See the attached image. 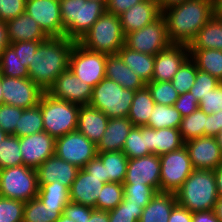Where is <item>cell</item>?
<instances>
[{
    "instance_id": "25",
    "label": "cell",
    "mask_w": 222,
    "mask_h": 222,
    "mask_svg": "<svg viewBox=\"0 0 222 222\" xmlns=\"http://www.w3.org/2000/svg\"><path fill=\"white\" fill-rule=\"evenodd\" d=\"M9 43L19 41H44L48 36L26 12L6 21Z\"/></svg>"
},
{
    "instance_id": "64",
    "label": "cell",
    "mask_w": 222,
    "mask_h": 222,
    "mask_svg": "<svg viewBox=\"0 0 222 222\" xmlns=\"http://www.w3.org/2000/svg\"><path fill=\"white\" fill-rule=\"evenodd\" d=\"M186 0H157L161 11L176 4H180Z\"/></svg>"
},
{
    "instance_id": "28",
    "label": "cell",
    "mask_w": 222,
    "mask_h": 222,
    "mask_svg": "<svg viewBox=\"0 0 222 222\" xmlns=\"http://www.w3.org/2000/svg\"><path fill=\"white\" fill-rule=\"evenodd\" d=\"M202 49L222 50V19L216 13L201 27L189 45V50Z\"/></svg>"
},
{
    "instance_id": "18",
    "label": "cell",
    "mask_w": 222,
    "mask_h": 222,
    "mask_svg": "<svg viewBox=\"0 0 222 222\" xmlns=\"http://www.w3.org/2000/svg\"><path fill=\"white\" fill-rule=\"evenodd\" d=\"M190 57L189 45L171 44L155 55L154 81H171L181 65Z\"/></svg>"
},
{
    "instance_id": "61",
    "label": "cell",
    "mask_w": 222,
    "mask_h": 222,
    "mask_svg": "<svg viewBox=\"0 0 222 222\" xmlns=\"http://www.w3.org/2000/svg\"><path fill=\"white\" fill-rule=\"evenodd\" d=\"M8 45H10V43L8 39L7 24L5 21L0 20V56Z\"/></svg>"
},
{
    "instance_id": "10",
    "label": "cell",
    "mask_w": 222,
    "mask_h": 222,
    "mask_svg": "<svg viewBox=\"0 0 222 222\" xmlns=\"http://www.w3.org/2000/svg\"><path fill=\"white\" fill-rule=\"evenodd\" d=\"M171 44L162 15L143 28L125 35L124 42V45L132 50L153 56L167 49Z\"/></svg>"
},
{
    "instance_id": "70",
    "label": "cell",
    "mask_w": 222,
    "mask_h": 222,
    "mask_svg": "<svg viewBox=\"0 0 222 222\" xmlns=\"http://www.w3.org/2000/svg\"><path fill=\"white\" fill-rule=\"evenodd\" d=\"M2 95H3V92H2V88H1V74H0V106L2 104H4Z\"/></svg>"
},
{
    "instance_id": "67",
    "label": "cell",
    "mask_w": 222,
    "mask_h": 222,
    "mask_svg": "<svg viewBox=\"0 0 222 222\" xmlns=\"http://www.w3.org/2000/svg\"><path fill=\"white\" fill-rule=\"evenodd\" d=\"M215 138H216L217 144L220 146V150L222 153V129L217 133Z\"/></svg>"
},
{
    "instance_id": "65",
    "label": "cell",
    "mask_w": 222,
    "mask_h": 222,
    "mask_svg": "<svg viewBox=\"0 0 222 222\" xmlns=\"http://www.w3.org/2000/svg\"><path fill=\"white\" fill-rule=\"evenodd\" d=\"M214 214L217 217V219L222 222V198L218 197L215 206H214Z\"/></svg>"
},
{
    "instance_id": "69",
    "label": "cell",
    "mask_w": 222,
    "mask_h": 222,
    "mask_svg": "<svg viewBox=\"0 0 222 222\" xmlns=\"http://www.w3.org/2000/svg\"><path fill=\"white\" fill-rule=\"evenodd\" d=\"M8 136V134L6 132H4L1 128H0V143Z\"/></svg>"
},
{
    "instance_id": "32",
    "label": "cell",
    "mask_w": 222,
    "mask_h": 222,
    "mask_svg": "<svg viewBox=\"0 0 222 222\" xmlns=\"http://www.w3.org/2000/svg\"><path fill=\"white\" fill-rule=\"evenodd\" d=\"M190 58L196 63L198 70L206 72L222 82V50H190Z\"/></svg>"
},
{
    "instance_id": "16",
    "label": "cell",
    "mask_w": 222,
    "mask_h": 222,
    "mask_svg": "<svg viewBox=\"0 0 222 222\" xmlns=\"http://www.w3.org/2000/svg\"><path fill=\"white\" fill-rule=\"evenodd\" d=\"M161 163L158 155L128 159L126 177L123 184L149 185L160 192Z\"/></svg>"
},
{
    "instance_id": "49",
    "label": "cell",
    "mask_w": 222,
    "mask_h": 222,
    "mask_svg": "<svg viewBox=\"0 0 222 222\" xmlns=\"http://www.w3.org/2000/svg\"><path fill=\"white\" fill-rule=\"evenodd\" d=\"M23 112L22 108L2 104L0 106V128L8 135L15 136V127Z\"/></svg>"
},
{
    "instance_id": "57",
    "label": "cell",
    "mask_w": 222,
    "mask_h": 222,
    "mask_svg": "<svg viewBox=\"0 0 222 222\" xmlns=\"http://www.w3.org/2000/svg\"><path fill=\"white\" fill-rule=\"evenodd\" d=\"M222 129V110L218 113L207 115V123L204 127V136L215 137Z\"/></svg>"
},
{
    "instance_id": "2",
    "label": "cell",
    "mask_w": 222,
    "mask_h": 222,
    "mask_svg": "<svg viewBox=\"0 0 222 222\" xmlns=\"http://www.w3.org/2000/svg\"><path fill=\"white\" fill-rule=\"evenodd\" d=\"M75 41L67 37H48L39 47L28 66L29 78L44 92L69 67V56Z\"/></svg>"
},
{
    "instance_id": "26",
    "label": "cell",
    "mask_w": 222,
    "mask_h": 222,
    "mask_svg": "<svg viewBox=\"0 0 222 222\" xmlns=\"http://www.w3.org/2000/svg\"><path fill=\"white\" fill-rule=\"evenodd\" d=\"M105 77L133 91L146 87V83L126 66L118 53L107 55Z\"/></svg>"
},
{
    "instance_id": "62",
    "label": "cell",
    "mask_w": 222,
    "mask_h": 222,
    "mask_svg": "<svg viewBox=\"0 0 222 222\" xmlns=\"http://www.w3.org/2000/svg\"><path fill=\"white\" fill-rule=\"evenodd\" d=\"M86 222H109V213L108 211L94 209L90 219H87Z\"/></svg>"
},
{
    "instance_id": "22",
    "label": "cell",
    "mask_w": 222,
    "mask_h": 222,
    "mask_svg": "<svg viewBox=\"0 0 222 222\" xmlns=\"http://www.w3.org/2000/svg\"><path fill=\"white\" fill-rule=\"evenodd\" d=\"M108 121V116L102 111L90 105H80L77 130L97 145L105 133Z\"/></svg>"
},
{
    "instance_id": "68",
    "label": "cell",
    "mask_w": 222,
    "mask_h": 222,
    "mask_svg": "<svg viewBox=\"0 0 222 222\" xmlns=\"http://www.w3.org/2000/svg\"><path fill=\"white\" fill-rule=\"evenodd\" d=\"M56 222H75L73 219L65 216L63 213L61 214L60 218Z\"/></svg>"
},
{
    "instance_id": "34",
    "label": "cell",
    "mask_w": 222,
    "mask_h": 222,
    "mask_svg": "<svg viewBox=\"0 0 222 222\" xmlns=\"http://www.w3.org/2000/svg\"><path fill=\"white\" fill-rule=\"evenodd\" d=\"M65 37L79 41L81 0H59Z\"/></svg>"
},
{
    "instance_id": "1",
    "label": "cell",
    "mask_w": 222,
    "mask_h": 222,
    "mask_svg": "<svg viewBox=\"0 0 222 222\" xmlns=\"http://www.w3.org/2000/svg\"><path fill=\"white\" fill-rule=\"evenodd\" d=\"M214 0H186L162 11L172 44L190 43L215 14Z\"/></svg>"
},
{
    "instance_id": "50",
    "label": "cell",
    "mask_w": 222,
    "mask_h": 222,
    "mask_svg": "<svg viewBox=\"0 0 222 222\" xmlns=\"http://www.w3.org/2000/svg\"><path fill=\"white\" fill-rule=\"evenodd\" d=\"M220 82L221 81H219L216 77L197 69L195 83L190 89V92L199 103L202 97H205L209 91L218 86Z\"/></svg>"
},
{
    "instance_id": "48",
    "label": "cell",
    "mask_w": 222,
    "mask_h": 222,
    "mask_svg": "<svg viewBox=\"0 0 222 222\" xmlns=\"http://www.w3.org/2000/svg\"><path fill=\"white\" fill-rule=\"evenodd\" d=\"M25 202L0 196V222H23Z\"/></svg>"
},
{
    "instance_id": "21",
    "label": "cell",
    "mask_w": 222,
    "mask_h": 222,
    "mask_svg": "<svg viewBox=\"0 0 222 222\" xmlns=\"http://www.w3.org/2000/svg\"><path fill=\"white\" fill-rule=\"evenodd\" d=\"M104 184L100 178L79 169L76 179L69 189L70 202L96 209V202Z\"/></svg>"
},
{
    "instance_id": "58",
    "label": "cell",
    "mask_w": 222,
    "mask_h": 222,
    "mask_svg": "<svg viewBox=\"0 0 222 222\" xmlns=\"http://www.w3.org/2000/svg\"><path fill=\"white\" fill-rule=\"evenodd\" d=\"M82 169L92 176L100 178L102 182L106 183L104 164L98 156L91 159Z\"/></svg>"
},
{
    "instance_id": "20",
    "label": "cell",
    "mask_w": 222,
    "mask_h": 222,
    "mask_svg": "<svg viewBox=\"0 0 222 222\" xmlns=\"http://www.w3.org/2000/svg\"><path fill=\"white\" fill-rule=\"evenodd\" d=\"M162 15L157 0H143L119 16L124 35L139 30Z\"/></svg>"
},
{
    "instance_id": "6",
    "label": "cell",
    "mask_w": 222,
    "mask_h": 222,
    "mask_svg": "<svg viewBox=\"0 0 222 222\" xmlns=\"http://www.w3.org/2000/svg\"><path fill=\"white\" fill-rule=\"evenodd\" d=\"M134 93L105 77L93 88L89 105L105 113L108 118L127 117Z\"/></svg>"
},
{
    "instance_id": "44",
    "label": "cell",
    "mask_w": 222,
    "mask_h": 222,
    "mask_svg": "<svg viewBox=\"0 0 222 222\" xmlns=\"http://www.w3.org/2000/svg\"><path fill=\"white\" fill-rule=\"evenodd\" d=\"M197 75L196 63L189 57L179 68L178 72L174 75L171 83L177 90V93L183 94L189 92L195 83Z\"/></svg>"
},
{
    "instance_id": "72",
    "label": "cell",
    "mask_w": 222,
    "mask_h": 222,
    "mask_svg": "<svg viewBox=\"0 0 222 222\" xmlns=\"http://www.w3.org/2000/svg\"><path fill=\"white\" fill-rule=\"evenodd\" d=\"M214 3H222V0H214Z\"/></svg>"
},
{
    "instance_id": "23",
    "label": "cell",
    "mask_w": 222,
    "mask_h": 222,
    "mask_svg": "<svg viewBox=\"0 0 222 222\" xmlns=\"http://www.w3.org/2000/svg\"><path fill=\"white\" fill-rule=\"evenodd\" d=\"M146 141L148 150L155 155H162L185 146L179 129H154L146 126Z\"/></svg>"
},
{
    "instance_id": "46",
    "label": "cell",
    "mask_w": 222,
    "mask_h": 222,
    "mask_svg": "<svg viewBox=\"0 0 222 222\" xmlns=\"http://www.w3.org/2000/svg\"><path fill=\"white\" fill-rule=\"evenodd\" d=\"M124 199L130 204L142 205L144 208L157 194V190L149 185L122 184Z\"/></svg>"
},
{
    "instance_id": "7",
    "label": "cell",
    "mask_w": 222,
    "mask_h": 222,
    "mask_svg": "<svg viewBox=\"0 0 222 222\" xmlns=\"http://www.w3.org/2000/svg\"><path fill=\"white\" fill-rule=\"evenodd\" d=\"M39 191L37 171L20 165L0 170V196L27 202L37 198Z\"/></svg>"
},
{
    "instance_id": "29",
    "label": "cell",
    "mask_w": 222,
    "mask_h": 222,
    "mask_svg": "<svg viewBox=\"0 0 222 222\" xmlns=\"http://www.w3.org/2000/svg\"><path fill=\"white\" fill-rule=\"evenodd\" d=\"M118 54L128 68L145 82H151L154 74L155 56L132 50L123 45Z\"/></svg>"
},
{
    "instance_id": "60",
    "label": "cell",
    "mask_w": 222,
    "mask_h": 222,
    "mask_svg": "<svg viewBox=\"0 0 222 222\" xmlns=\"http://www.w3.org/2000/svg\"><path fill=\"white\" fill-rule=\"evenodd\" d=\"M192 222H220L213 210L193 212Z\"/></svg>"
},
{
    "instance_id": "33",
    "label": "cell",
    "mask_w": 222,
    "mask_h": 222,
    "mask_svg": "<svg viewBox=\"0 0 222 222\" xmlns=\"http://www.w3.org/2000/svg\"><path fill=\"white\" fill-rule=\"evenodd\" d=\"M64 212V207H51L38 198L25 202L23 222H56Z\"/></svg>"
},
{
    "instance_id": "27",
    "label": "cell",
    "mask_w": 222,
    "mask_h": 222,
    "mask_svg": "<svg viewBox=\"0 0 222 222\" xmlns=\"http://www.w3.org/2000/svg\"><path fill=\"white\" fill-rule=\"evenodd\" d=\"M176 205L175 193L157 192L143 209L138 222H168L170 214Z\"/></svg>"
},
{
    "instance_id": "8",
    "label": "cell",
    "mask_w": 222,
    "mask_h": 222,
    "mask_svg": "<svg viewBox=\"0 0 222 222\" xmlns=\"http://www.w3.org/2000/svg\"><path fill=\"white\" fill-rule=\"evenodd\" d=\"M107 54L87 50L75 42L69 56V69L94 88L105 78Z\"/></svg>"
},
{
    "instance_id": "36",
    "label": "cell",
    "mask_w": 222,
    "mask_h": 222,
    "mask_svg": "<svg viewBox=\"0 0 222 222\" xmlns=\"http://www.w3.org/2000/svg\"><path fill=\"white\" fill-rule=\"evenodd\" d=\"M37 198L46 206L65 207L70 202L69 188L56 180L50 184H38Z\"/></svg>"
},
{
    "instance_id": "11",
    "label": "cell",
    "mask_w": 222,
    "mask_h": 222,
    "mask_svg": "<svg viewBox=\"0 0 222 222\" xmlns=\"http://www.w3.org/2000/svg\"><path fill=\"white\" fill-rule=\"evenodd\" d=\"M97 145L78 130L56 138L55 155L82 169L97 156Z\"/></svg>"
},
{
    "instance_id": "56",
    "label": "cell",
    "mask_w": 222,
    "mask_h": 222,
    "mask_svg": "<svg viewBox=\"0 0 222 222\" xmlns=\"http://www.w3.org/2000/svg\"><path fill=\"white\" fill-rule=\"evenodd\" d=\"M142 1L143 0H108L106 4V12L120 16L129 8Z\"/></svg>"
},
{
    "instance_id": "40",
    "label": "cell",
    "mask_w": 222,
    "mask_h": 222,
    "mask_svg": "<svg viewBox=\"0 0 222 222\" xmlns=\"http://www.w3.org/2000/svg\"><path fill=\"white\" fill-rule=\"evenodd\" d=\"M105 12L106 5L102 1L81 0L79 40Z\"/></svg>"
},
{
    "instance_id": "39",
    "label": "cell",
    "mask_w": 222,
    "mask_h": 222,
    "mask_svg": "<svg viewBox=\"0 0 222 222\" xmlns=\"http://www.w3.org/2000/svg\"><path fill=\"white\" fill-rule=\"evenodd\" d=\"M207 114L198 108L188 116L182 117L179 132L184 142L204 136Z\"/></svg>"
},
{
    "instance_id": "63",
    "label": "cell",
    "mask_w": 222,
    "mask_h": 222,
    "mask_svg": "<svg viewBox=\"0 0 222 222\" xmlns=\"http://www.w3.org/2000/svg\"><path fill=\"white\" fill-rule=\"evenodd\" d=\"M213 173L216 180L218 197L222 198V165H219L216 169H214Z\"/></svg>"
},
{
    "instance_id": "43",
    "label": "cell",
    "mask_w": 222,
    "mask_h": 222,
    "mask_svg": "<svg viewBox=\"0 0 222 222\" xmlns=\"http://www.w3.org/2000/svg\"><path fill=\"white\" fill-rule=\"evenodd\" d=\"M123 185L118 182L105 183L96 202V209L103 211L113 210L123 201Z\"/></svg>"
},
{
    "instance_id": "17",
    "label": "cell",
    "mask_w": 222,
    "mask_h": 222,
    "mask_svg": "<svg viewBox=\"0 0 222 222\" xmlns=\"http://www.w3.org/2000/svg\"><path fill=\"white\" fill-rule=\"evenodd\" d=\"M195 170H214L222 165V153L215 137L203 136L185 142Z\"/></svg>"
},
{
    "instance_id": "55",
    "label": "cell",
    "mask_w": 222,
    "mask_h": 222,
    "mask_svg": "<svg viewBox=\"0 0 222 222\" xmlns=\"http://www.w3.org/2000/svg\"><path fill=\"white\" fill-rule=\"evenodd\" d=\"M174 107L180 112L182 117L188 116L199 108V103L189 91L178 96Z\"/></svg>"
},
{
    "instance_id": "51",
    "label": "cell",
    "mask_w": 222,
    "mask_h": 222,
    "mask_svg": "<svg viewBox=\"0 0 222 222\" xmlns=\"http://www.w3.org/2000/svg\"><path fill=\"white\" fill-rule=\"evenodd\" d=\"M199 108L207 115L218 113L222 110V82L213 90H210L205 97H202L199 102Z\"/></svg>"
},
{
    "instance_id": "37",
    "label": "cell",
    "mask_w": 222,
    "mask_h": 222,
    "mask_svg": "<svg viewBox=\"0 0 222 222\" xmlns=\"http://www.w3.org/2000/svg\"><path fill=\"white\" fill-rule=\"evenodd\" d=\"M44 131L40 106L23 109L18 124L15 127V136L24 137Z\"/></svg>"
},
{
    "instance_id": "35",
    "label": "cell",
    "mask_w": 222,
    "mask_h": 222,
    "mask_svg": "<svg viewBox=\"0 0 222 222\" xmlns=\"http://www.w3.org/2000/svg\"><path fill=\"white\" fill-rule=\"evenodd\" d=\"M181 121L182 116L180 112L174 107V105L166 106L155 104L147 126L154 129H179Z\"/></svg>"
},
{
    "instance_id": "71",
    "label": "cell",
    "mask_w": 222,
    "mask_h": 222,
    "mask_svg": "<svg viewBox=\"0 0 222 222\" xmlns=\"http://www.w3.org/2000/svg\"><path fill=\"white\" fill-rule=\"evenodd\" d=\"M95 1H102L106 5L108 0H95Z\"/></svg>"
},
{
    "instance_id": "3",
    "label": "cell",
    "mask_w": 222,
    "mask_h": 222,
    "mask_svg": "<svg viewBox=\"0 0 222 222\" xmlns=\"http://www.w3.org/2000/svg\"><path fill=\"white\" fill-rule=\"evenodd\" d=\"M175 195L177 204L190 212L213 210L218 199L213 170H194Z\"/></svg>"
},
{
    "instance_id": "19",
    "label": "cell",
    "mask_w": 222,
    "mask_h": 222,
    "mask_svg": "<svg viewBox=\"0 0 222 222\" xmlns=\"http://www.w3.org/2000/svg\"><path fill=\"white\" fill-rule=\"evenodd\" d=\"M36 171L38 184H50L57 180L59 184L70 189L79 168L53 155L44 161Z\"/></svg>"
},
{
    "instance_id": "47",
    "label": "cell",
    "mask_w": 222,
    "mask_h": 222,
    "mask_svg": "<svg viewBox=\"0 0 222 222\" xmlns=\"http://www.w3.org/2000/svg\"><path fill=\"white\" fill-rule=\"evenodd\" d=\"M144 207L127 202L124 198L113 210L108 211L109 222H138Z\"/></svg>"
},
{
    "instance_id": "41",
    "label": "cell",
    "mask_w": 222,
    "mask_h": 222,
    "mask_svg": "<svg viewBox=\"0 0 222 222\" xmlns=\"http://www.w3.org/2000/svg\"><path fill=\"white\" fill-rule=\"evenodd\" d=\"M0 74L12 78H28V67L21 64L15 50L8 45L0 56Z\"/></svg>"
},
{
    "instance_id": "12",
    "label": "cell",
    "mask_w": 222,
    "mask_h": 222,
    "mask_svg": "<svg viewBox=\"0 0 222 222\" xmlns=\"http://www.w3.org/2000/svg\"><path fill=\"white\" fill-rule=\"evenodd\" d=\"M1 88L4 104L28 109L39 105L45 93L28 78H12L1 75Z\"/></svg>"
},
{
    "instance_id": "38",
    "label": "cell",
    "mask_w": 222,
    "mask_h": 222,
    "mask_svg": "<svg viewBox=\"0 0 222 222\" xmlns=\"http://www.w3.org/2000/svg\"><path fill=\"white\" fill-rule=\"evenodd\" d=\"M122 152L128 159L144 157L152 154L147 148L146 126H134L126 138Z\"/></svg>"
},
{
    "instance_id": "13",
    "label": "cell",
    "mask_w": 222,
    "mask_h": 222,
    "mask_svg": "<svg viewBox=\"0 0 222 222\" xmlns=\"http://www.w3.org/2000/svg\"><path fill=\"white\" fill-rule=\"evenodd\" d=\"M25 12L48 37H65L59 0H26Z\"/></svg>"
},
{
    "instance_id": "24",
    "label": "cell",
    "mask_w": 222,
    "mask_h": 222,
    "mask_svg": "<svg viewBox=\"0 0 222 222\" xmlns=\"http://www.w3.org/2000/svg\"><path fill=\"white\" fill-rule=\"evenodd\" d=\"M133 127L128 117L109 118L105 133L97 144V152L122 151Z\"/></svg>"
},
{
    "instance_id": "30",
    "label": "cell",
    "mask_w": 222,
    "mask_h": 222,
    "mask_svg": "<svg viewBox=\"0 0 222 222\" xmlns=\"http://www.w3.org/2000/svg\"><path fill=\"white\" fill-rule=\"evenodd\" d=\"M155 102L147 87L136 90L128 113V119L134 126H147Z\"/></svg>"
},
{
    "instance_id": "53",
    "label": "cell",
    "mask_w": 222,
    "mask_h": 222,
    "mask_svg": "<svg viewBox=\"0 0 222 222\" xmlns=\"http://www.w3.org/2000/svg\"><path fill=\"white\" fill-rule=\"evenodd\" d=\"M26 0H0V20L8 21L25 12Z\"/></svg>"
},
{
    "instance_id": "54",
    "label": "cell",
    "mask_w": 222,
    "mask_h": 222,
    "mask_svg": "<svg viewBox=\"0 0 222 222\" xmlns=\"http://www.w3.org/2000/svg\"><path fill=\"white\" fill-rule=\"evenodd\" d=\"M94 209L95 208L82 204L69 202L64 207L63 214L70 219H73L75 222H86L87 219H90L91 213Z\"/></svg>"
},
{
    "instance_id": "9",
    "label": "cell",
    "mask_w": 222,
    "mask_h": 222,
    "mask_svg": "<svg viewBox=\"0 0 222 222\" xmlns=\"http://www.w3.org/2000/svg\"><path fill=\"white\" fill-rule=\"evenodd\" d=\"M160 170V192L175 193L195 170L188 150L182 148L159 156Z\"/></svg>"
},
{
    "instance_id": "31",
    "label": "cell",
    "mask_w": 222,
    "mask_h": 222,
    "mask_svg": "<svg viewBox=\"0 0 222 222\" xmlns=\"http://www.w3.org/2000/svg\"><path fill=\"white\" fill-rule=\"evenodd\" d=\"M97 156L104 164L106 183L118 182L123 184L128 165L126 154L122 151H112L98 152Z\"/></svg>"
},
{
    "instance_id": "59",
    "label": "cell",
    "mask_w": 222,
    "mask_h": 222,
    "mask_svg": "<svg viewBox=\"0 0 222 222\" xmlns=\"http://www.w3.org/2000/svg\"><path fill=\"white\" fill-rule=\"evenodd\" d=\"M193 212L180 205H176L169 217L168 222H192Z\"/></svg>"
},
{
    "instance_id": "4",
    "label": "cell",
    "mask_w": 222,
    "mask_h": 222,
    "mask_svg": "<svg viewBox=\"0 0 222 222\" xmlns=\"http://www.w3.org/2000/svg\"><path fill=\"white\" fill-rule=\"evenodd\" d=\"M125 35L119 16L105 12L78 41L87 50L117 54L124 45Z\"/></svg>"
},
{
    "instance_id": "52",
    "label": "cell",
    "mask_w": 222,
    "mask_h": 222,
    "mask_svg": "<svg viewBox=\"0 0 222 222\" xmlns=\"http://www.w3.org/2000/svg\"><path fill=\"white\" fill-rule=\"evenodd\" d=\"M41 42L42 41H19L10 44V46L15 50L21 64L28 67Z\"/></svg>"
},
{
    "instance_id": "15",
    "label": "cell",
    "mask_w": 222,
    "mask_h": 222,
    "mask_svg": "<svg viewBox=\"0 0 222 222\" xmlns=\"http://www.w3.org/2000/svg\"><path fill=\"white\" fill-rule=\"evenodd\" d=\"M55 140L45 131L19 137L23 165L37 169L49 157L55 155Z\"/></svg>"
},
{
    "instance_id": "5",
    "label": "cell",
    "mask_w": 222,
    "mask_h": 222,
    "mask_svg": "<svg viewBox=\"0 0 222 222\" xmlns=\"http://www.w3.org/2000/svg\"><path fill=\"white\" fill-rule=\"evenodd\" d=\"M44 131L55 139L77 130L80 105L58 100L45 92L39 102Z\"/></svg>"
},
{
    "instance_id": "14",
    "label": "cell",
    "mask_w": 222,
    "mask_h": 222,
    "mask_svg": "<svg viewBox=\"0 0 222 222\" xmlns=\"http://www.w3.org/2000/svg\"><path fill=\"white\" fill-rule=\"evenodd\" d=\"M93 88L81 81L69 68L62 72L47 91L53 98L78 105H89Z\"/></svg>"
},
{
    "instance_id": "66",
    "label": "cell",
    "mask_w": 222,
    "mask_h": 222,
    "mask_svg": "<svg viewBox=\"0 0 222 222\" xmlns=\"http://www.w3.org/2000/svg\"><path fill=\"white\" fill-rule=\"evenodd\" d=\"M216 14L222 19V3H214Z\"/></svg>"
},
{
    "instance_id": "45",
    "label": "cell",
    "mask_w": 222,
    "mask_h": 222,
    "mask_svg": "<svg viewBox=\"0 0 222 222\" xmlns=\"http://www.w3.org/2000/svg\"><path fill=\"white\" fill-rule=\"evenodd\" d=\"M146 87L151 93V96L156 104L174 105L179 94L173 87L171 81H154L146 83Z\"/></svg>"
},
{
    "instance_id": "42",
    "label": "cell",
    "mask_w": 222,
    "mask_h": 222,
    "mask_svg": "<svg viewBox=\"0 0 222 222\" xmlns=\"http://www.w3.org/2000/svg\"><path fill=\"white\" fill-rule=\"evenodd\" d=\"M23 165L19 137L8 135L0 143V170Z\"/></svg>"
}]
</instances>
